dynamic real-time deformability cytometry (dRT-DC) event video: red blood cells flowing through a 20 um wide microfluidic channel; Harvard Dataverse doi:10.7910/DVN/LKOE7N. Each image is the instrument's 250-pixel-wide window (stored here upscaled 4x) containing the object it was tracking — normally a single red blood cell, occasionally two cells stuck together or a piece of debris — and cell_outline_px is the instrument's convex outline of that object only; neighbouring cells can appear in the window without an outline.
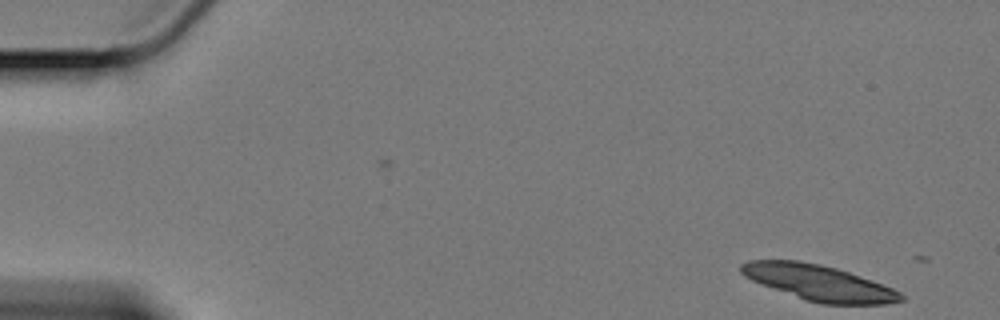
{"species": "Egyptian fruit bat (a non-hibernating species)", "species_latin": "Rousettus aegyptiacus", "temperature_condition": "cold", "stored_images_in_passage": 9, "camera_frame_rate_fps": 3000, "um_per_image_px": 0.085, "animal": {"sex": "female"}, "frame": {"image": 1, "passage_image": 2, "time_ms": 0.333, "image_size_px": [1000, 320], "cell_outline_px": [[904, 300], [888, 304], [820, 304], [804, 300], [760, 284], [744, 276], [740, 272], [740, 264], [748, 260], [800, 260], [820, 264], [836, 268], [848, 272], [892, 288], [900, 292], [904, 296]], "centroid_in_image_um": [69.56, 24.03], "position_along_channel_um": 15.4, "area_um2": 33.18}}